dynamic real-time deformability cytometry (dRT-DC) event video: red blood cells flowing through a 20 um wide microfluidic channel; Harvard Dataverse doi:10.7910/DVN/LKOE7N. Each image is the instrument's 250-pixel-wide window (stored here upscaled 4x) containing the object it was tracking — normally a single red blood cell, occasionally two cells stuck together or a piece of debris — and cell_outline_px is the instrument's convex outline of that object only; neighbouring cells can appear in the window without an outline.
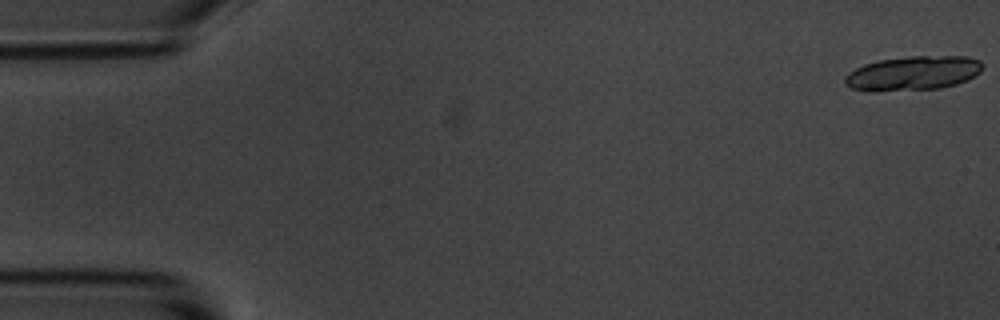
{"species": "common noctule bat (a hibernating species)", "species_latin": "Nyctalus noctula", "temperature_condition": "room temperature", "stored_images_in_passage": 19, "camera_frame_rate_fps": 3000, "um_per_image_px": 0.085, "animal": {"sex": "male", "body_mass_g": 20.1, "forearm_length_mm": 53.5}, "frame": {"image": 1, "passage_image": 1, "time_ms": 0.0, "image_size_px": [1000, 320], "cell_outline_px": [[984, 64], [980, 72], [956, 84], [940, 88], [876, 92], [868, 92], [852, 88], [844, 84], [844, 76], [848, 72], [864, 64], [880, 60], [908, 56], [968, 56], [980, 60]], "centroid_in_image_um": [77.57, 6.23], "position_along_channel_um": 7.4, "area_um2": 27.74}}